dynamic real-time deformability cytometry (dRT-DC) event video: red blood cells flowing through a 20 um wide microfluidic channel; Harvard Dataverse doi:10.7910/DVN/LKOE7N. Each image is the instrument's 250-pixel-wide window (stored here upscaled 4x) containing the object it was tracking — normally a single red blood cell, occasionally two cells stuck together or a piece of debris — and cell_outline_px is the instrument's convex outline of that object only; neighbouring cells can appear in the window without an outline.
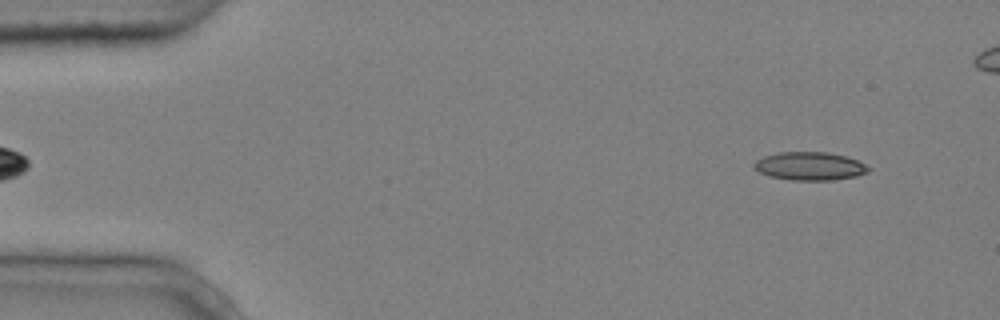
{"species": "common noctule bat (a hibernating species)", "species_latin": "Nyctalus noctula", "temperature_condition": "cold", "stored_images_in_passage": 5, "camera_frame_rate_fps": 3000, "um_per_image_px": 0.085, "animal": {"sex": "male", "body_mass_g": 20.4}, "frame": {"image": 1, "passage_image": 1, "time_ms": 0.0, "image_size_px": [1000, 320], "cell_outline_px": [[872, 168], [868, 172], [856, 176], [832, 180], [792, 180], [768, 176], [760, 172], [752, 164], [756, 160], [764, 156], [776, 152], [828, 152], [848, 156]], "centroid_in_image_um": [68.84, 14.11], "position_along_channel_um": 16.2, "area_um2": 18.9}}
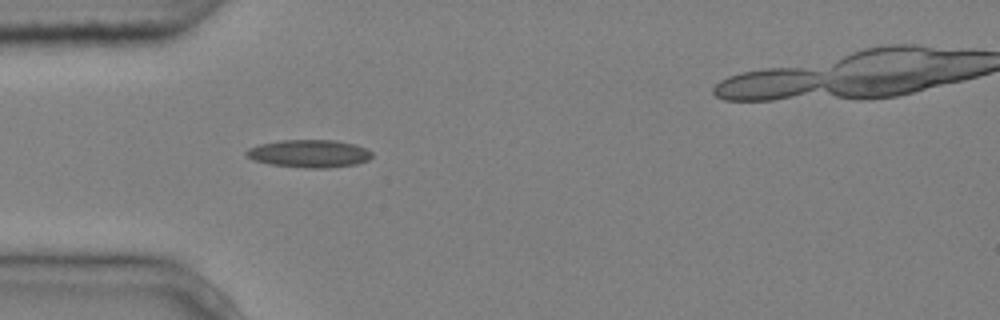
{"frame": {"image": 2, "passage_image": 4, "time_ms": 1.0, "image_size_px": [1000, 320], "cell_outline_px": [[372, 156], [368, 160], [356, 164], [328, 168], [304, 168], [268, 164], [252, 160], [244, 152], [248, 148], [260, 144], [280, 140], [336, 140], [356, 144], [372, 152]], "centroid_in_image_um": [26.27, 13.06], "position_along_channel_um": 58.7, "area_um2": 20.46}}